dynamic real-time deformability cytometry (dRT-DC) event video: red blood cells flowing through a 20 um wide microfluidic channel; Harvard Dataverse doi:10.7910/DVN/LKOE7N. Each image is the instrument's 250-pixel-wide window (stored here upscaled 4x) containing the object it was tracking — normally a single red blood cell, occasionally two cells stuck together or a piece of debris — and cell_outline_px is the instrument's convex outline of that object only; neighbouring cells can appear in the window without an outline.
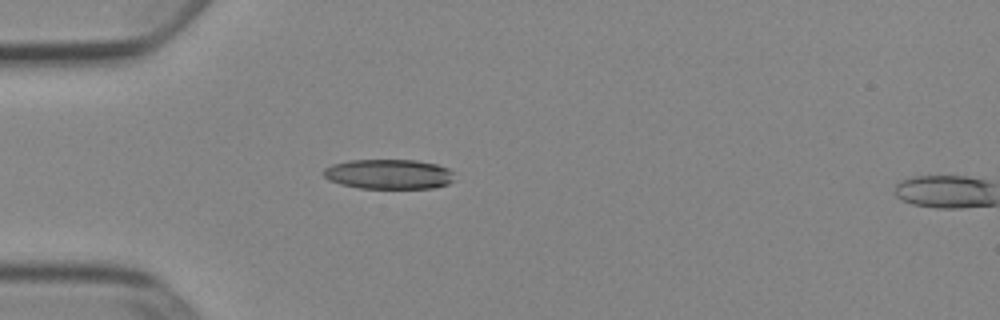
{"species": "Egyptian fruit bat (a non-hibernating species)", "species_latin": "Rousettus aegyptiacus", "temperature_condition": "cold", "stored_images_in_passage": 10, "camera_frame_rate_fps": 3000, "um_per_image_px": 0.085, "animal": {"sex": "female"}, "frame": {"image": 1, "passage_image": 9, "time_ms": 2.667, "image_size_px": [1000, 320], "cell_outline_px": [[452, 180], [448, 184], [432, 188], [360, 188], [340, 184], [328, 180], [324, 176], [324, 168], [332, 164], [348, 160], [416, 160], [436, 164], [448, 168], [452, 172]], "centroid_in_image_um": [33.01, 14.8], "position_along_channel_um": 52.0, "area_um2": 22.72}}